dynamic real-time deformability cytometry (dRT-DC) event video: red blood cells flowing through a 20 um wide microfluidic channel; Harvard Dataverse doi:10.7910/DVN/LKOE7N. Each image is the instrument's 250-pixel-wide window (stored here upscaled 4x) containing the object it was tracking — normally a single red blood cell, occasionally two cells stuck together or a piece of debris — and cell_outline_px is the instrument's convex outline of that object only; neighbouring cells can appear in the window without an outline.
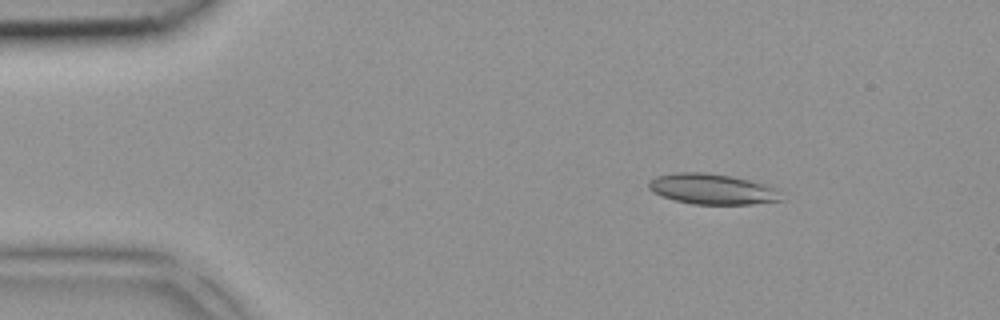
{"species": "common noctule bat (a hibernating species)", "species_latin": "Nyctalus noctula", "temperature_condition": "room temperature", "stored_images_in_passage": 4, "camera_frame_rate_fps": 3000, "um_per_image_px": 0.085, "animal": {"sex": "female", "body_mass_g": 18.4}, "frame": {"image": 1, "passage_image": 2, "time_ms": 0.333, "image_size_px": [1000, 320], "cell_outline_px": [[784, 200], [752, 204], [692, 204], [660, 196], [652, 192], [648, 188], [648, 184], [656, 176], [676, 172], [704, 172], [728, 176], [748, 180], [764, 184], [776, 188]], "centroid_in_image_um": [60.52, 16.08], "position_along_channel_um": 24.5, "area_um2": 23.47}}
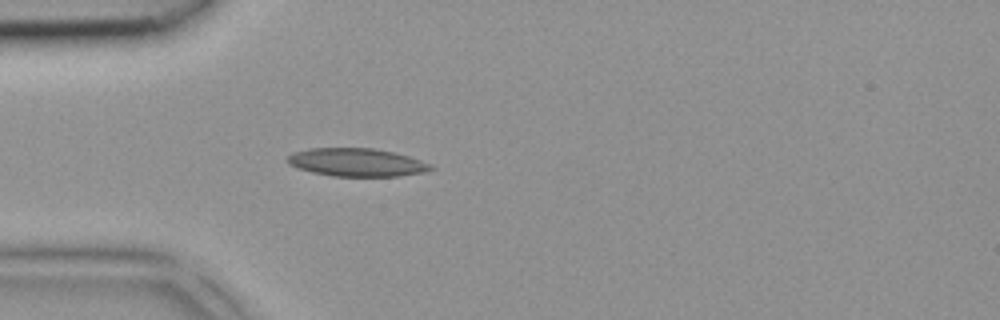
{"frame": {"image": 2, "passage_image": 4, "time_ms": 1.0, "image_size_px": [1000, 320], "cell_outline_px": [[436, 168], [424, 172], [396, 176], [332, 176], [312, 172], [296, 168], [288, 164], [284, 160], [292, 152], [308, 148], [372, 148], [392, 152], [408, 156], [432, 164]], "centroid_in_image_um": [30.27, 13.8], "position_along_channel_um": 54.7, "area_um2": 23.58}}